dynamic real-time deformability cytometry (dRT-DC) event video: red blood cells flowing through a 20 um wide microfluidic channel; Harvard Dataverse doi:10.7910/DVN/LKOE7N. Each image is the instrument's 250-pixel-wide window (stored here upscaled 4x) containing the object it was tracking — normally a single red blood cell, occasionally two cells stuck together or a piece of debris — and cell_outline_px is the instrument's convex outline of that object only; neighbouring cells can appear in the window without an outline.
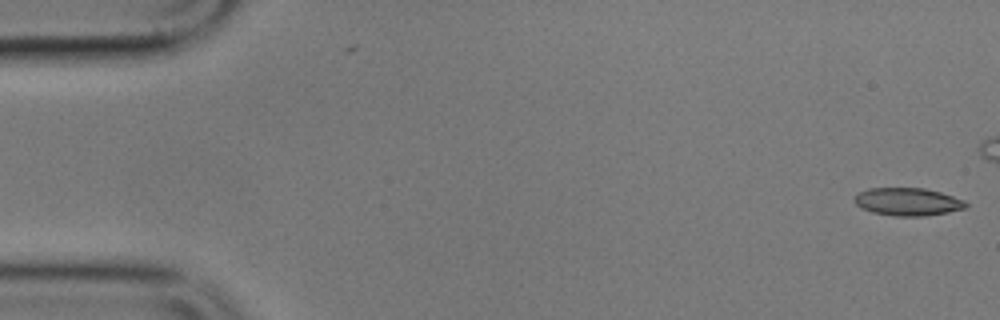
{"species": "common noctule bat (a hibernating species)", "species_latin": "Nyctalus noctula", "temperature_condition": "cold", "stored_images_in_passage": 9, "camera_frame_rate_fps": 3000, "um_per_image_px": 0.085, "animal": {"sex": "male", "body_mass_g": 17.9}, "frame": {"image": 1, "passage_image": 1, "time_ms": 0.0, "image_size_px": [1000, 320], "cell_outline_px": [[968, 204], [964, 208], [948, 212], [924, 216], [896, 216], [872, 212], [860, 208], [852, 200], [852, 196], [856, 192], [868, 188], [924, 188], [940, 192], [964, 200]], "centroid_in_image_um": [77.08, 17.14], "position_along_channel_um": 7.9, "area_um2": 18.21}}
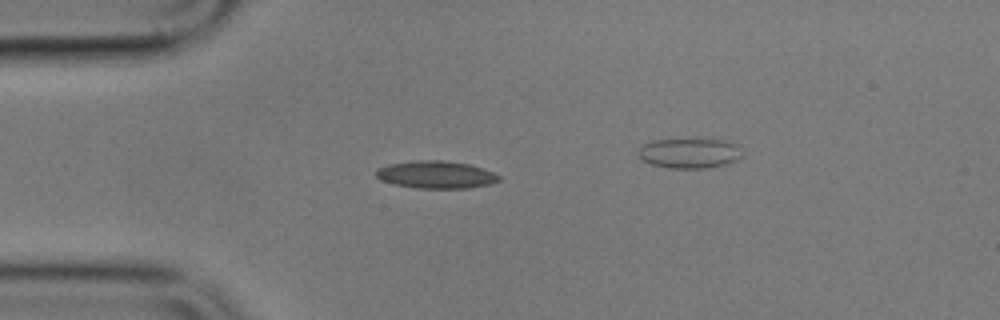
{"frame": {"image": 2, "passage_image": 5, "time_ms": 4.667, "image_size_px": [1000, 320], "cell_outline_px": [[500, 180], [488, 184], [468, 188], [416, 188], [396, 184], [380, 180], [376, 176], [376, 168], [388, 164], [420, 160], [444, 160], [468, 164], [492, 172], [500, 176]], "centroid_in_image_um": [37.02, 14.84], "position_along_channel_um": 48.0, "area_um2": 19.48}}